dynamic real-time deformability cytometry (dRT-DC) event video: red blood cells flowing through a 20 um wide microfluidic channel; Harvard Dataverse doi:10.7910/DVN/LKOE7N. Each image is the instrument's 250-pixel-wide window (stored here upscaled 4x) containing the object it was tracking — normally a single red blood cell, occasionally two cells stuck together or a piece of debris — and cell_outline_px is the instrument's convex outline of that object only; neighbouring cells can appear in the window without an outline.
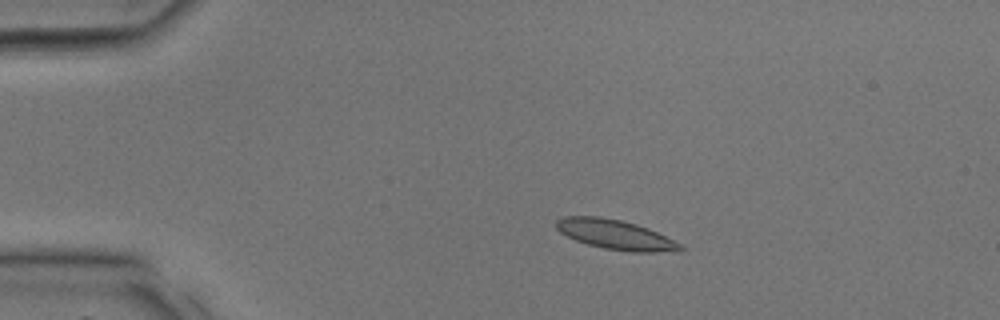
{"species": "common noctule bat (a hibernating species)", "species_latin": "Nyctalus noctula", "temperature_condition": "room temperature", "stored_images_in_passage": 35, "camera_frame_rate_fps": 3000, "um_per_image_px": 0.085, "animal": {"sex": "male", "body_mass_g": 17.9, "forearm_length_mm": 54.2}, "frame": {"image": 1, "passage_image": 7, "time_ms": 2.0, "image_size_px": [1000, 320], "cell_outline_px": [[684, 248], [680, 252], [632, 252], [604, 248], [588, 244], [576, 240], [560, 232], [556, 228], [556, 220], [564, 216], [600, 216], [620, 220], [636, 224], [648, 228], [684, 244]], "centroid_in_image_um": [52.38, 19.95], "position_along_channel_um": 32.6, "area_um2": 21.62}}
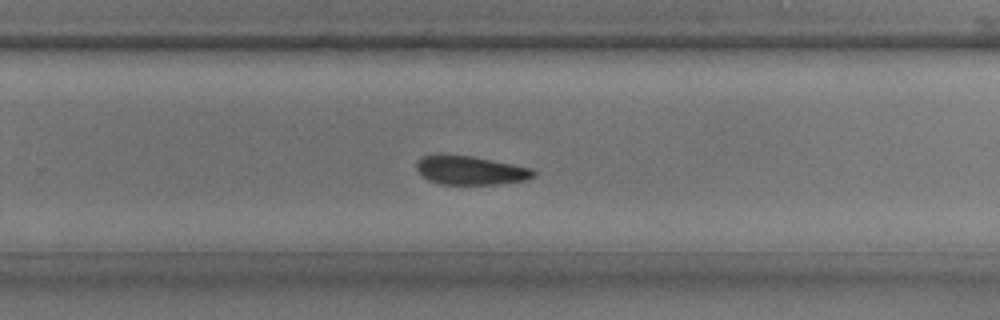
{"frame": {"image": 2, "passage_image": 23, "time_ms": 7.333, "image_size_px": [1000, 320], "cell_outline_px": [[536, 176], [524, 180], [496, 184], [440, 184], [428, 180], [420, 176], [416, 168], [416, 160], [420, 156], [472, 156], [532, 168], [536, 172]], "centroid_in_image_um": [39.97, 14.49], "position_along_channel_um": 289.8, "area_um2": 19.42}}
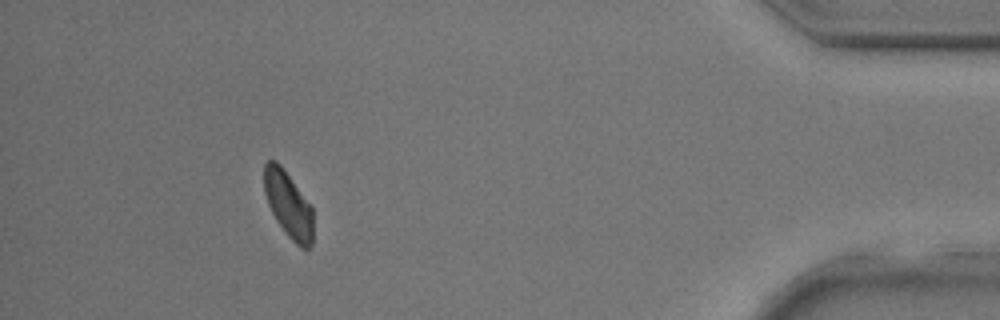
{"frame": {"image": 3, "passage_image": 32, "time_ms": 10.333, "image_size_px": [1000, 320], "cell_outline_px": [[312, 244], [308, 248], [300, 248], [284, 232], [276, 220], [268, 204], [264, 192], [264, 164], [268, 160], [276, 160], [280, 164], [312, 204]], "centroid_in_image_um": [24.51, 17.37], "position_along_channel_um": 410.7, "area_um2": 19.07}}